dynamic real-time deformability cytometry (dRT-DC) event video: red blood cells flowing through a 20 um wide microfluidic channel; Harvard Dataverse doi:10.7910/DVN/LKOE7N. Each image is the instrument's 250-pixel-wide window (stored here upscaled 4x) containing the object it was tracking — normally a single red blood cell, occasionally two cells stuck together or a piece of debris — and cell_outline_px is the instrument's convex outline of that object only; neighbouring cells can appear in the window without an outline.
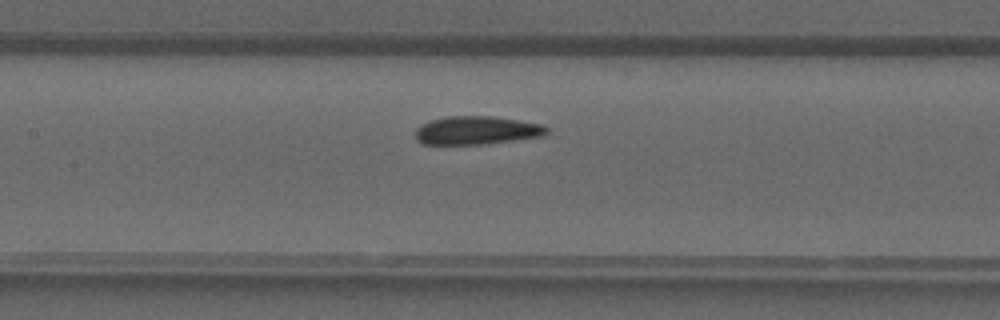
{"species": "common noctule bat (a hibernating species)", "species_latin": "Nyctalus noctula", "temperature_condition": "warm", "stored_images_in_passage": 28, "camera_frame_rate_fps": 3000, "um_per_image_px": 0.085, "animal": {"sex": "male", "forearm_length_mm": 52.5}, "frame": {"image": 1, "passage_image": 15, "time_ms": 4.667, "image_size_px": [1000, 320], "cell_outline_px": [[548, 132], [544, 136], [480, 144], [424, 144], [416, 140], [416, 128], [420, 124], [432, 120], [448, 116], [492, 116], [544, 124], [548, 128]], "centroid_in_image_um": [40.52, 11.07], "position_along_channel_um": 166.9, "area_um2": 21.62}}
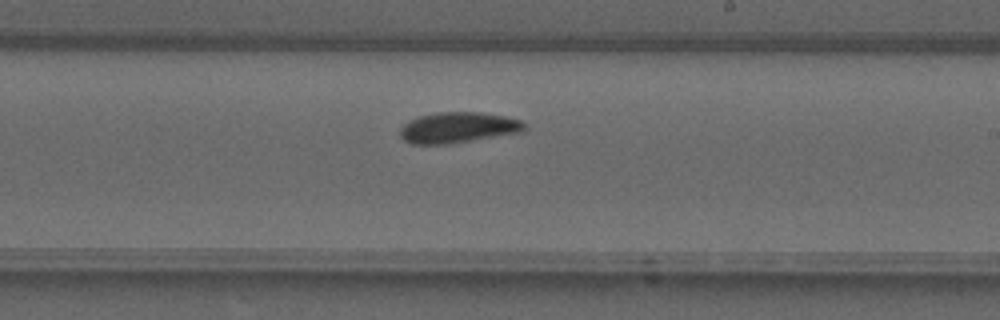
{"frame": {"image": 2, "passage_image": 20, "time_ms": 6.333, "image_size_px": [1000, 320], "cell_outline_px": [[528, 124], [520, 132], [448, 144], [412, 144], [404, 140], [400, 136], [400, 128], [408, 120], [420, 116], [440, 112], [480, 112], [508, 116], [524, 120]], "centroid_in_image_um": [38.95, 10.83], "position_along_channel_um": 250.0, "area_um2": 22.37}}
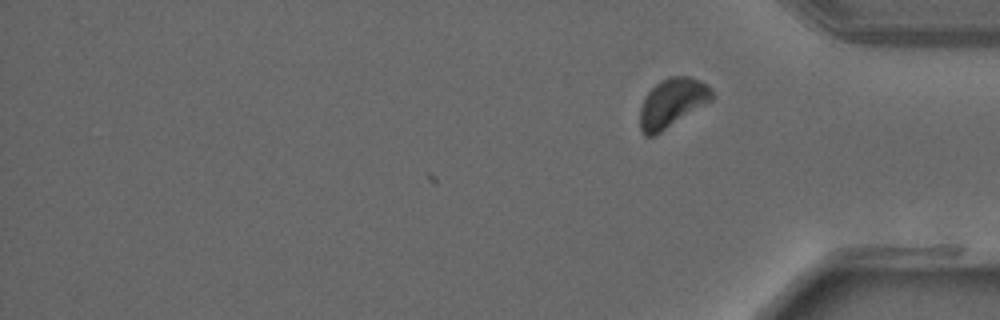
{"frame": {"image": 3, "passage_image": 28, "time_ms": 9.0, "image_size_px": [1000, 320], "cell_outline_px": [[716, 96], [712, 100], [656, 136], [644, 136], [640, 128], [640, 108], [644, 96], [656, 84], [668, 76], [688, 76], [700, 80], [708, 84], [712, 88]], "centroid_in_image_um": [57.15, 8.74], "position_along_channel_um": 378.0, "area_um2": 20.87}}